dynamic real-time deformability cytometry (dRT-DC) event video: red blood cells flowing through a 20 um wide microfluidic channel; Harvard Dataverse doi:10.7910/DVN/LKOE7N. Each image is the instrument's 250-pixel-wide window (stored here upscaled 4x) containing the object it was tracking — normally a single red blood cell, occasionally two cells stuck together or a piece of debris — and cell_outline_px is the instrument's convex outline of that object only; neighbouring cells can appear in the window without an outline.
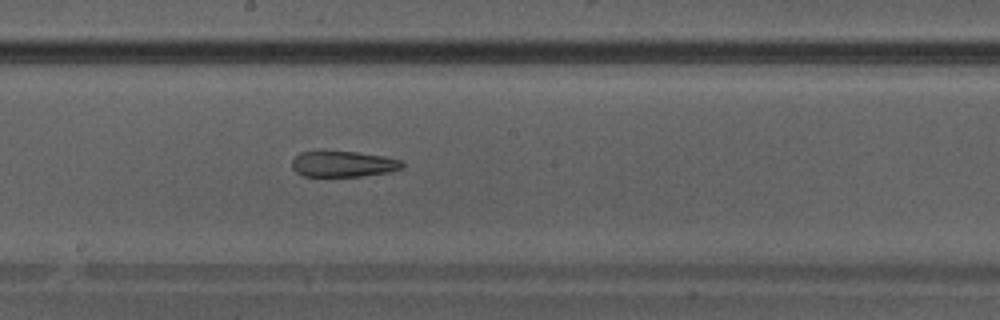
{"species": "Egyptian fruit bat (a non-hibernating species)", "species_latin": "Rousettus aegyptiacus", "temperature_condition": "warm", "stored_images_in_passage": 40, "camera_frame_rate_fps": 3000, "um_per_image_px": 0.085, "animal": {"sex": "male"}, "frame": {"image": 1, "passage_image": 23, "time_ms": 7.333, "image_size_px": [1000, 320], "cell_outline_px": [[404, 168], [388, 172], [360, 176], [304, 176], [296, 172], [292, 168], [292, 160], [300, 152], [320, 148], [356, 152], [384, 156], [400, 160], [404, 164]], "centroid_in_image_um": [29.11, 13.89], "position_along_channel_um": 219.1, "area_um2": 17.22}}